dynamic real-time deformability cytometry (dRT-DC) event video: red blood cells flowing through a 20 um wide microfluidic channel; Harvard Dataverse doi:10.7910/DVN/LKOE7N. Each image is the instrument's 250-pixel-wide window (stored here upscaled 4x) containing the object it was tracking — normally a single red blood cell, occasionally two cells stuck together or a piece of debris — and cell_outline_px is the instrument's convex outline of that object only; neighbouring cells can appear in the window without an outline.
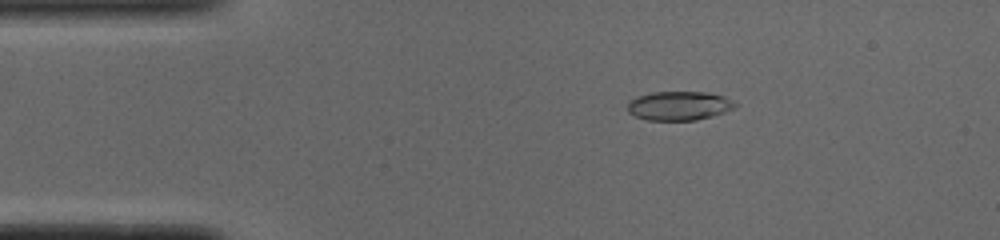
{"species": "common noctule bat (a hibernating species)", "species_latin": "Nyctalus noctula", "temperature_condition": "cold", "stored_images_in_passage": 52, "camera_frame_rate_fps": 3000, "um_per_image_px": 0.085, "animal": {"sex": "male", "body_mass_g": 19.0, "forearm_length_mm": 50.8}, "frame": {"image": 1, "passage_image": 9, "time_ms": 2.667, "image_size_px": [1000, 240], "cell_outline_px": [[736, 108], [712, 116], [696, 120], [648, 120], [636, 116], [628, 112], [628, 104], [636, 96], [652, 92], [708, 92], [724, 96], [732, 100], [736, 104]], "centroid_in_image_um": [57.74, 8.98], "position_along_channel_um": 27.3, "area_um2": 18.15}}
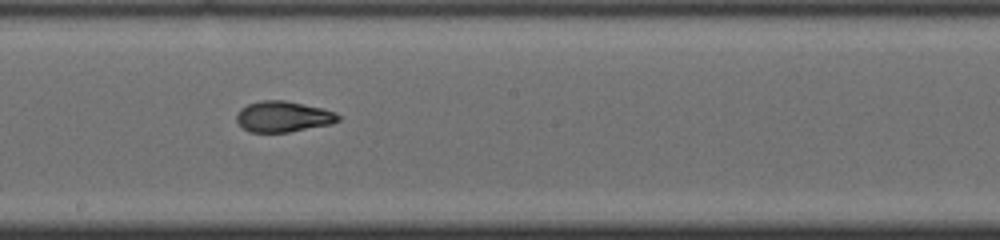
{"frame": {"image": 2, "passage_image": 28, "time_ms": 9.0, "image_size_px": [1000, 240], "cell_outline_px": [[340, 120], [332, 124], [288, 132], [248, 132], [236, 120], [236, 112], [240, 108], [248, 104], [260, 100], [284, 100], [304, 104], [336, 112], [340, 116]], "centroid_in_image_um": [24.06, 9.91], "position_along_channel_um": 224.1, "area_um2": 18.32}}
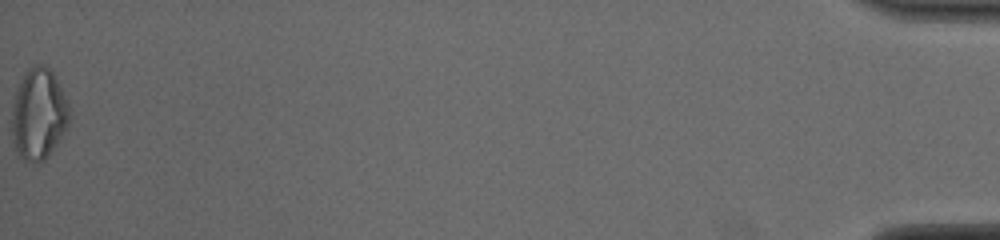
{"frame": {"image": 3, "passage_image": 52, "time_ms": 17.0, "image_size_px": [1000, 240], "cell_outline_px": [[68, 124], [56, 144], [44, 160], [24, 160], [16, 152], [12, 132], [12, 104], [16, 88], [24, 72], [28, 68], [36, 64], [40, 64], [48, 68], [52, 72], [68, 104]], "centroid_in_image_um": [3.24, 9.66], "position_along_channel_um": 432.0, "area_um2": 29.94}, "authors_computed_cell_mechanics": {"area_um2": 18.6116, "velocity_mm_per_s": 3.9013, "shape_relaxation_time_tau1_ms": 3.7957, "shape_relaxation_time_tau2_ms": 1.6128, "deformation_change_tau1": 0.1735, "deformation_change_tau2": 0.0713}}